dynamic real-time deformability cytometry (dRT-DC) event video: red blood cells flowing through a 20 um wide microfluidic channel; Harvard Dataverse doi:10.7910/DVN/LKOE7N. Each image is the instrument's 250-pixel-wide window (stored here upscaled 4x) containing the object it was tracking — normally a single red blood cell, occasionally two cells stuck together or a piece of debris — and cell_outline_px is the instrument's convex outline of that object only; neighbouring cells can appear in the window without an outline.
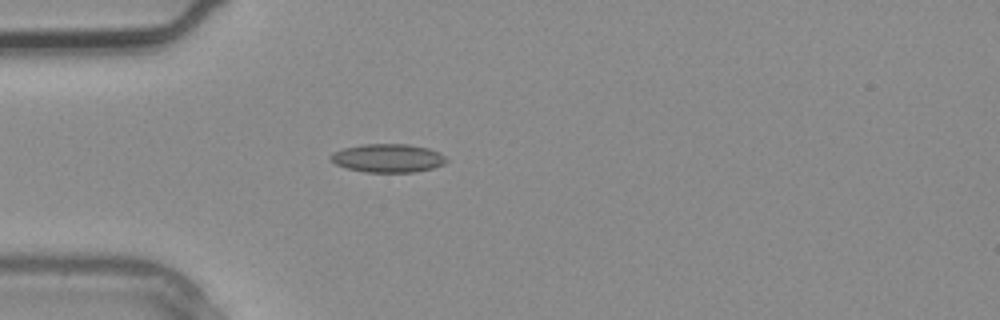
{"species": "common noctule bat (a hibernating species)", "species_latin": "Nyctalus noctula", "temperature_condition": "warm", "stored_images_in_passage": 1, "camera_frame_rate_fps": 3000, "um_per_image_px": 0.085, "animal": {"sex": "male", "body_mass_g": 20.4}, "frame": {"image": 1, "passage_image": 1, "time_ms": 0.0, "image_size_px": [1000, 320], "cell_outline_px": [[448, 160], [444, 164], [432, 168], [412, 172], [364, 172], [348, 168], [336, 164], [328, 156], [332, 152], [344, 148], [364, 144], [408, 144], [428, 148], [440, 152]], "centroid_in_image_um": [32.97, 13.43], "position_along_channel_um": 52.0, "area_um2": 19.13}}